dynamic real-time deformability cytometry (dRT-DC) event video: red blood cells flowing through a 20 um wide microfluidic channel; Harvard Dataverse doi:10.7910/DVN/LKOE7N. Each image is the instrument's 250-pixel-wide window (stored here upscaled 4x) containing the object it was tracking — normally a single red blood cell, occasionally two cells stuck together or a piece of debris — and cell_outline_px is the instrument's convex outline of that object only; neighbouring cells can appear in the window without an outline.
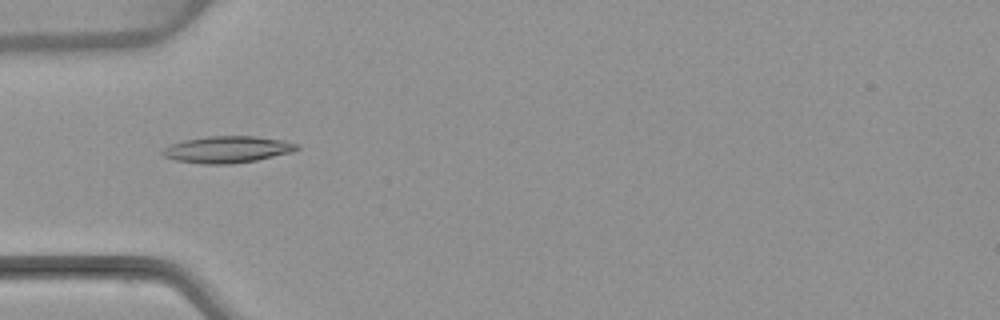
{"species": "common noctule bat (a hibernating species)", "species_latin": "Nyctalus noctula", "temperature_condition": "warm", "stored_images_in_passage": 29, "camera_frame_rate_fps": 3000, "um_per_image_px": 0.085, "animal": {"sex": "female", "body_mass_g": 22.7, "forearm_length_mm": 54.2}, "frame": {"image": 1, "passage_image": 1, "time_ms": 0.0, "image_size_px": [1000, 320], "cell_outline_px": [[300, 148], [292, 152], [256, 160], [228, 164], [204, 164], [176, 160], [164, 156], [160, 152], [164, 148], [172, 144], [184, 140], [208, 136], [256, 136], [284, 140], [300, 144]], "centroid_in_image_um": [19.36, 12.69], "position_along_channel_um": 65.6, "area_um2": 20.87}}
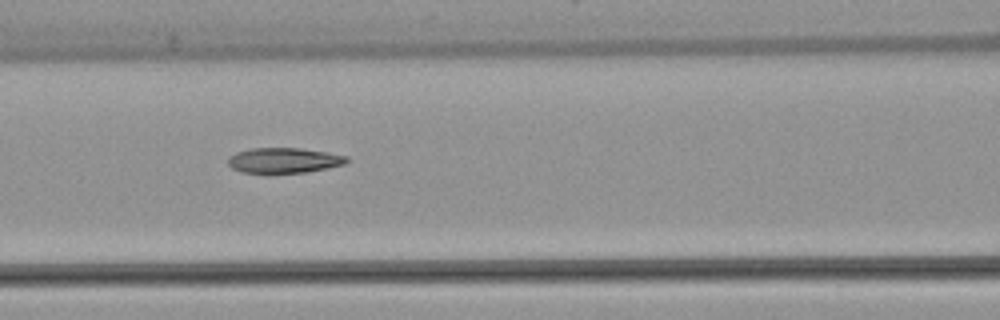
{"frame": {"image": 2, "passage_image": 7, "time_ms": 2.0, "image_size_px": [1000, 320], "cell_outline_px": [[348, 160], [344, 164], [328, 168], [308, 172], [268, 176], [264, 176], [240, 172], [232, 168], [228, 164], [228, 156], [236, 152], [252, 148], [300, 148], [328, 152], [348, 156]], "centroid_in_image_um": [24.07, 13.68], "position_along_channel_um": 142.5, "area_um2": 18.44}}
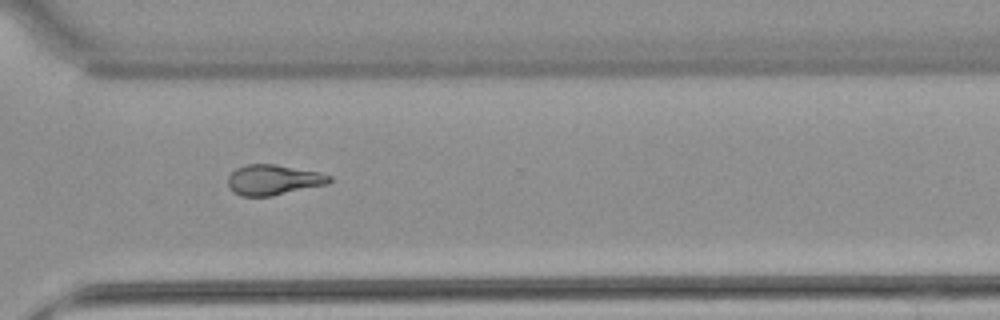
{"frame": {"image": 3, "passage_image": 23, "time_ms": 7.333, "image_size_px": [1000, 320], "cell_outline_px": [[332, 180], [328, 184], [272, 196], [240, 196], [228, 184], [228, 176], [236, 168], [248, 164], [276, 164], [320, 172], [332, 176]], "centroid_in_image_um": [23.28, 15.28], "position_along_channel_um": 347.3, "area_um2": 17.92}, "authors_computed_cell_mechanics": {"area_um2": 17.918, "velocity_mm_per_s": 3.8453, "shape_relaxation_time_tau1_ms": 10.8249, "shape_relaxation_time_tau2_ms": 3.6421, "deformation_change_tau1": 0.2619, "deformation_change_tau2": 0.1218}}